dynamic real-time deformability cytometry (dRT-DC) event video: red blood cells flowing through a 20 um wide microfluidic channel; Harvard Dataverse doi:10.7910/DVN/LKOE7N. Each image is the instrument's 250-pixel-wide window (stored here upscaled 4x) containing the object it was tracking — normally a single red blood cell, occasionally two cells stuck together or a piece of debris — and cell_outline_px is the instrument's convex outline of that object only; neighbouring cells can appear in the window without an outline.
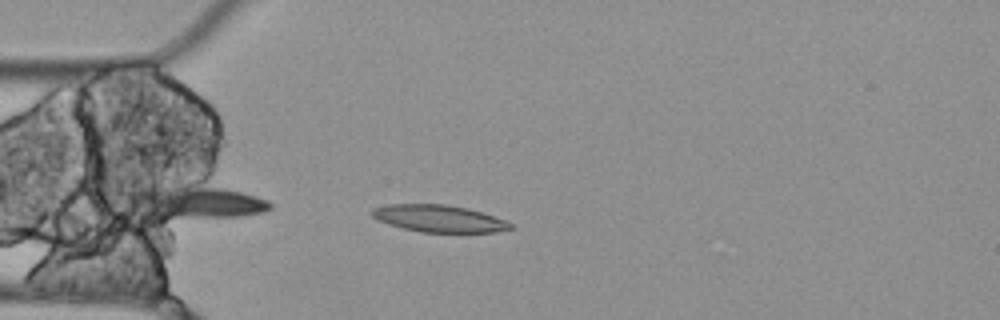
{"species": "Egyptian fruit bat (a non-hibernating species)", "species_latin": "Rousettus aegyptiacus", "temperature_condition": "cold", "stored_images_in_passage": 6, "camera_frame_rate_fps": 3000, "um_per_image_px": 0.085, "animal": {"sex": "female"}, "frame": {"image": 1, "passage_image": 5, "time_ms": 1.333, "image_size_px": [1000, 320], "cell_outline_px": [[516, 228], [496, 232], [420, 232], [388, 224], [376, 220], [368, 212], [372, 208], [388, 204], [444, 204], [468, 208], [504, 220], [512, 224]], "centroid_in_image_um": [37.26, 18.57], "position_along_channel_um": 47.7, "area_um2": 21.91}}